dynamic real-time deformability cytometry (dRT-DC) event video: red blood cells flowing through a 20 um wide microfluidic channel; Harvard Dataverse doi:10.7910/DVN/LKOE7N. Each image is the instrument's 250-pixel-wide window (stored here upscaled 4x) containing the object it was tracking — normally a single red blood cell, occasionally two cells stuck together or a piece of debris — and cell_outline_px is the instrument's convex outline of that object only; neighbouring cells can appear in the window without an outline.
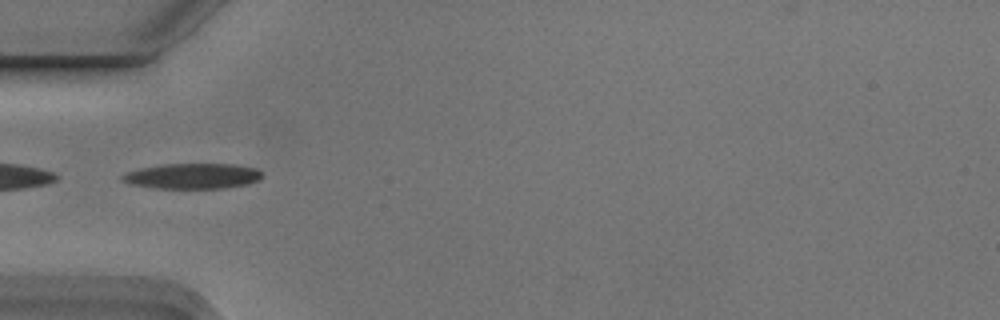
{"species": "Egyptian fruit bat (a non-hibernating species)", "species_latin": "Rousettus aegyptiacus", "temperature_condition": "cold", "stored_images_in_passage": 7, "camera_frame_rate_fps": 3000, "um_per_image_px": 0.085, "animal": {"sex": "male"}, "frame": {"image": 1, "passage_image": 5, "time_ms": 1.333, "image_size_px": [1000, 320], "cell_outline_px": [[264, 176], [260, 180], [248, 184], [224, 188], [152, 188], [132, 184], [120, 180], [120, 176], [128, 172], [140, 168], [160, 164], [236, 164], [256, 168]], "centroid_in_image_um": [16.38, 14.96], "position_along_channel_um": 68.6, "area_um2": 20.87}}
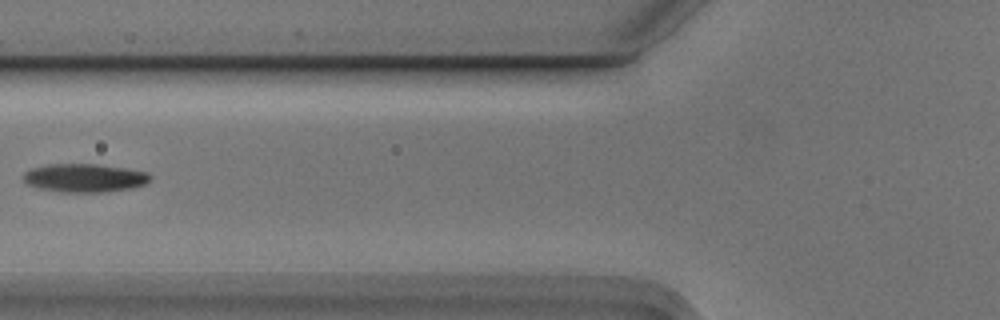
{"frame": {"image": 2, "passage_image": 6, "time_ms": 1.667, "image_size_px": [1000, 320], "cell_outline_px": [[152, 180], [148, 184], [132, 188], [108, 192], [60, 192], [40, 188], [28, 184], [24, 180], [24, 172], [36, 168], [56, 164], [96, 164], [124, 168], [148, 172], [152, 176]], "centroid_in_image_um": [7.3, 15.14], "position_along_channel_um": 118.5, "area_um2": 20.92}}
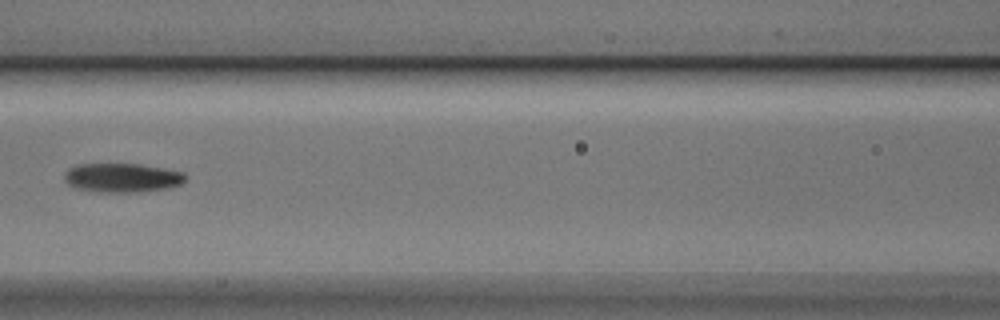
{"frame": {"image": 3, "passage_image": 7, "time_ms": 2.0, "image_size_px": [1000, 320], "cell_outline_px": [[188, 176], [180, 184], [168, 188], [140, 192], [100, 192], [72, 188], [64, 180], [64, 172], [68, 168], [80, 164], [140, 164], [164, 168], [184, 172]], "centroid_in_image_um": [10.36, 15.11], "position_along_channel_um": 156.2, "area_um2": 20.75}}